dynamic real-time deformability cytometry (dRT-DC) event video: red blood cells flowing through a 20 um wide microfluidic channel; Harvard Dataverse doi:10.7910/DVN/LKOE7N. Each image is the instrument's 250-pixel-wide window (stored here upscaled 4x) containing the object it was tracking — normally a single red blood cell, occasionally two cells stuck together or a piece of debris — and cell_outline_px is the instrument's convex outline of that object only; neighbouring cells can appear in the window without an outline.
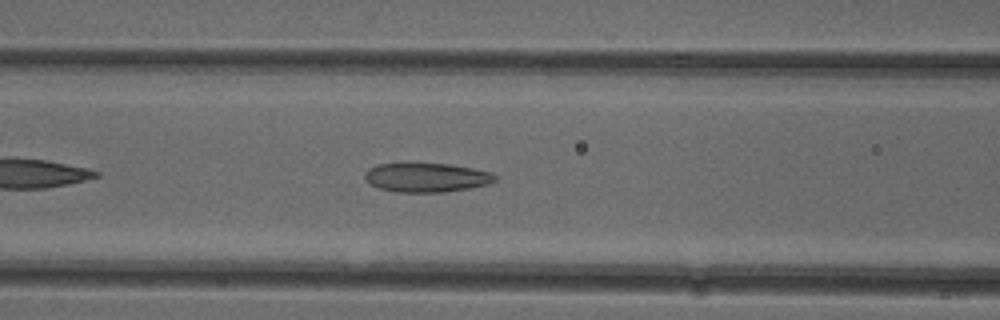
{"species": "common noctule bat (a hibernating species)", "species_latin": "Nyctalus noctula", "temperature_condition": "cold", "stored_images_in_passage": 38, "camera_frame_rate_fps": 3000, "um_per_image_px": 0.085, "animal": {"sex": "female"}, "frame": {"image": 1, "passage_image": 8, "time_ms": 2.333, "image_size_px": [1000, 320], "cell_outline_px": [[496, 180], [488, 184], [468, 188], [444, 192], [396, 192], [380, 188], [364, 180], [364, 172], [368, 168], [380, 164], [404, 160], [408, 160], [452, 164], [492, 172], [496, 176]], "centroid_in_image_um": [36.19, 15.03], "position_along_channel_um": 130.4, "area_um2": 23.06}}
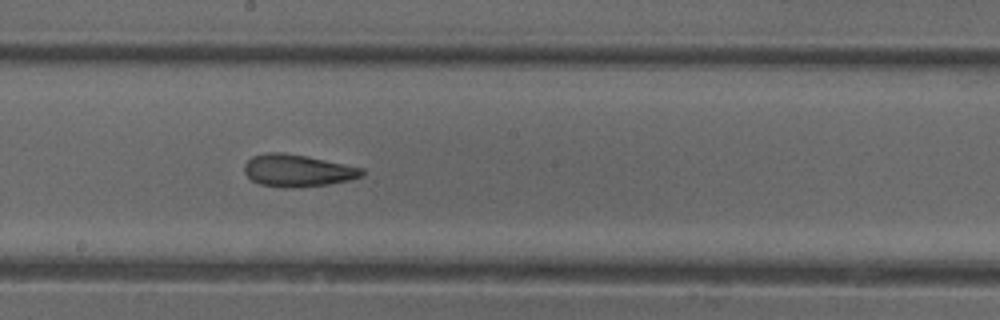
{"frame": {"image": 2, "passage_image": 15, "time_ms": 4.667, "image_size_px": [1000, 320], "cell_outline_px": [[364, 176], [352, 180], [328, 184], [292, 188], [284, 188], [260, 184], [252, 180], [244, 172], [244, 164], [252, 156], [268, 152], [284, 152], [308, 156], [364, 168]], "centroid_in_image_um": [25.32, 14.49], "position_along_channel_um": 222.9, "area_um2": 22.31}}
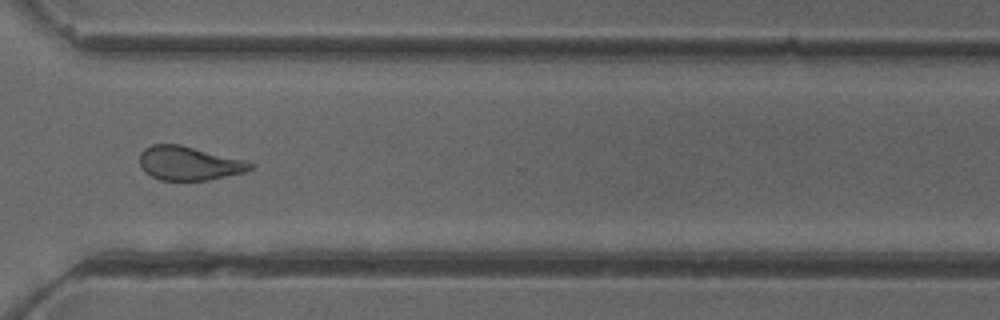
{"frame": {"image": 3, "passage_image": 25, "time_ms": 8.0, "image_size_px": [1000, 320], "cell_outline_px": [[252, 168], [244, 172], [208, 180], [160, 180], [144, 172], [140, 164], [140, 152], [144, 148], [152, 144], [180, 144], [244, 160], [252, 164]], "centroid_in_image_um": [16.01, 13.87], "position_along_channel_um": 354.6, "area_um2": 21.68}, "authors_computed_cell_mechanics": {"area_um2": 22.3108, "velocity_mm_per_s": 3.967, "shape_relaxation_time_tau1_ms": null, "shape_relaxation_time_tau2_ms": 2.4961, "deformation_change_tau1": null, "deformation_change_tau2": 0.1114}}